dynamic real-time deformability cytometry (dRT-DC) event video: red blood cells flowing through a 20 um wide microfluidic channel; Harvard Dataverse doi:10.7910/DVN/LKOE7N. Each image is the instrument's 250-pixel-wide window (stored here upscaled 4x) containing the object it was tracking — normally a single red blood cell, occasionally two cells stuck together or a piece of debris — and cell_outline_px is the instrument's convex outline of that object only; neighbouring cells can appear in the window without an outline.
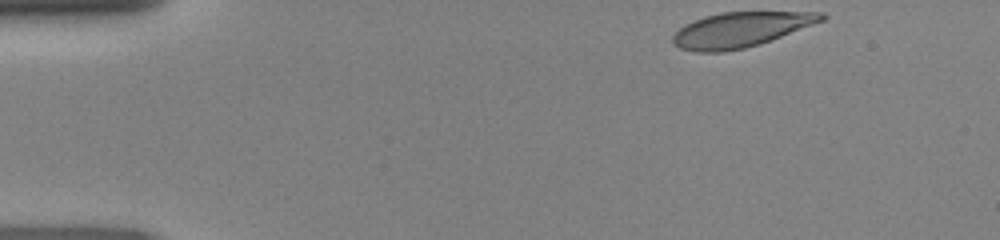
{"species": "human", "species_latin": "Homo sapiens", "temperature_condition": "room temperature", "stored_images_in_passage": 7, "camera_frame_rate_fps": 3000, "um_per_image_px": 0.085, "donor": {"sex": "female"}, "frame": {"image": 1, "passage_image": 1, "time_ms": 0.0, "image_size_px": [1000, 240], "cell_outline_px": [[828, 16], [824, 20], [760, 44], [744, 48], [724, 52], [696, 52], [680, 48], [672, 44], [672, 36], [684, 24], [704, 16], [720, 12], [824, 12]], "centroid_in_image_um": [62.92, 2.52], "position_along_channel_um": 22.1, "area_um2": 30.29}}